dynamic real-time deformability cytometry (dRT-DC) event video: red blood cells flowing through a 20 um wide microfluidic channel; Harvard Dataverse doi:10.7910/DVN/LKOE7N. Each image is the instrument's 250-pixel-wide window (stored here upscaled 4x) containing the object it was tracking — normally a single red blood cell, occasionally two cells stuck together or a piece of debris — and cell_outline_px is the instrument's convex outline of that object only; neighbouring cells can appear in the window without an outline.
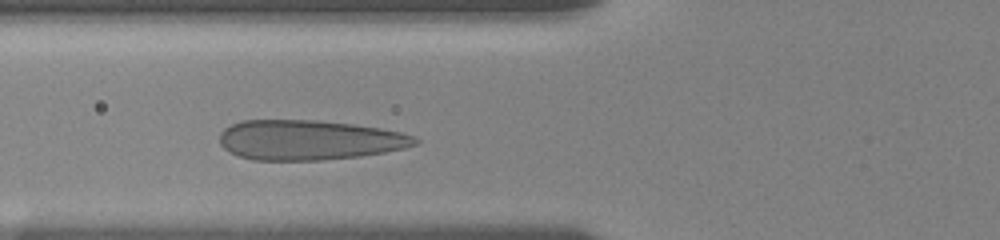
{"species": "human", "species_latin": "Homo sapiens", "temperature_condition": "room temperature", "stored_images_in_passage": 28, "camera_frame_rate_fps": 3000, "um_per_image_px": 0.085, "donor": {"sex": "female"}, "frame": {"image": 1, "passage_image": 13, "time_ms": 3.333, "image_size_px": [1000, 240], "cell_outline_px": [[420, 140], [416, 144], [404, 148], [384, 152], [360, 156], [320, 160], [252, 160], [228, 152], [220, 144], [220, 132], [224, 128], [240, 120], [316, 120], [352, 124], [380, 128], [400, 132], [412, 136]], "centroid_in_image_um": [26.23, 11.9], "position_along_channel_um": 99.6, "area_um2": 45.43}}
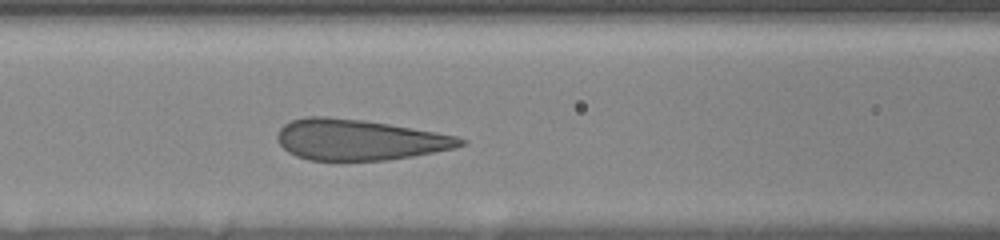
{"frame": {"image": 2, "passage_image": 19, "time_ms": 4.333, "image_size_px": [1000, 240], "cell_outline_px": [[468, 144], [456, 148], [412, 156], [388, 160], [308, 160], [296, 156], [288, 152], [276, 140], [276, 136], [280, 128], [284, 124], [292, 120], [304, 116], [328, 116], [364, 120], [436, 132], [456, 136], [468, 140]], "centroid_in_image_um": [30.52, 11.87], "position_along_channel_um": 136.1, "area_um2": 43.7}}
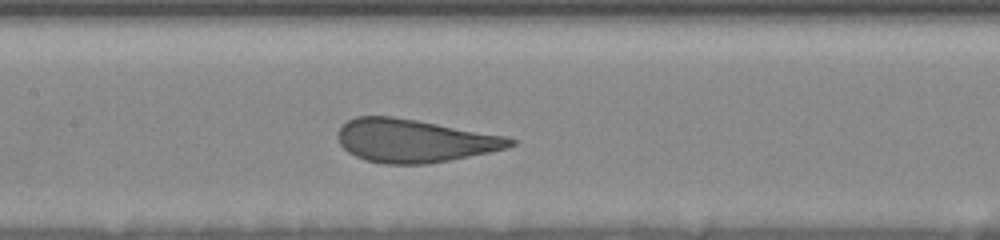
{"frame": {"image": 3, "passage_image": 25, "time_ms": 5.333, "image_size_px": [1000, 240], "cell_outline_px": [[516, 144], [508, 148], [428, 164], [384, 164], [364, 160], [348, 152], [340, 144], [336, 136], [340, 128], [348, 120], [356, 116], [392, 116], [416, 120], [508, 136], [516, 140]], "centroid_in_image_um": [35.21, 11.96], "position_along_channel_um": 172.2, "area_um2": 43.29}}